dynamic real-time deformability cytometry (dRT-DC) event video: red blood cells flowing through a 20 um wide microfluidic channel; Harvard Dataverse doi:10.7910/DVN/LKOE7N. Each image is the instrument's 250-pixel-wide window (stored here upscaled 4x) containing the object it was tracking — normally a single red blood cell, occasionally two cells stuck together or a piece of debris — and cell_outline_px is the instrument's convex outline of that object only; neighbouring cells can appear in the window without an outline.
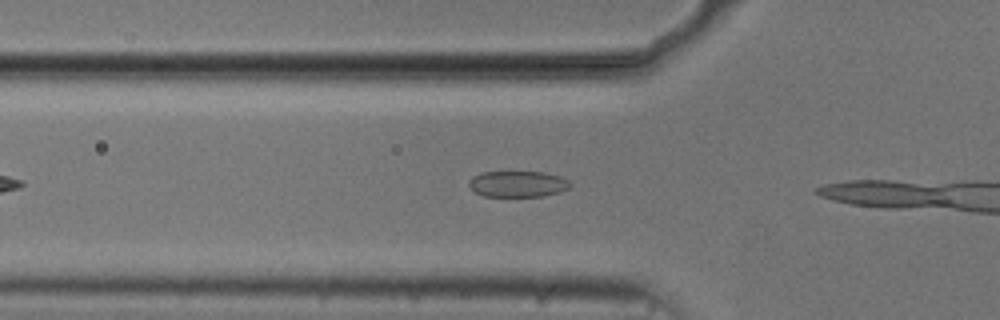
{"species": "common noctule bat (a hibernating species)", "species_latin": "Nyctalus noctula", "temperature_condition": "cold", "stored_images_in_passage": 7, "camera_frame_rate_fps": 3000, "um_per_image_px": 0.085, "animal": {"sex": "male", "body_mass_g": 20.5, "forearm_length_mm": 52.5}, "frame": {"image": 1, "passage_image": 5, "time_ms": 1.333, "image_size_px": [1000, 320], "cell_outline_px": [[572, 184], [568, 188], [560, 192], [544, 196], [484, 196], [476, 192], [468, 184], [468, 180], [472, 176], [480, 172], [544, 172], [560, 176], [568, 180]], "centroid_in_image_um": [44.01, 15.63], "position_along_channel_um": 81.8, "area_um2": 15.43}}